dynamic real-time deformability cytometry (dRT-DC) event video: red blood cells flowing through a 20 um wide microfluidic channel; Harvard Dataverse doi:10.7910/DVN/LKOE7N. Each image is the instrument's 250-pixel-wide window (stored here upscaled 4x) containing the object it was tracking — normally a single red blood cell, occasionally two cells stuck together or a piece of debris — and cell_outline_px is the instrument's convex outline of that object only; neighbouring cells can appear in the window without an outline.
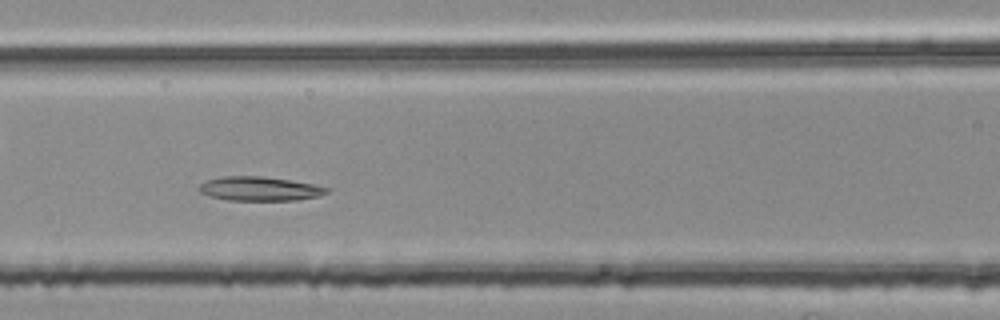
{"species": "common noctule bat (a hibernating species)", "species_latin": "Nyctalus noctula", "temperature_condition": "room temperature", "stored_images_in_passage": 39, "segment_of_instrument_passage": [2, 2], "camera_frame_rate_fps": 3000, "um_per_image_px": 0.085, "animal": {"sex": "female", "body_mass_g": 25.1}, "frame": {"image": 1, "passage_image": 8, "time_ms": 2.333, "image_size_px": [1000, 320], "cell_outline_px": [[328, 192], [320, 196], [296, 200], [228, 200], [212, 196], [200, 192], [196, 188], [204, 180], [224, 176], [260, 176], [288, 180], [312, 184], [328, 188]], "centroid_in_image_um": [22.02, 16.04], "position_along_channel_um": 144.6, "area_um2": 17.8}}
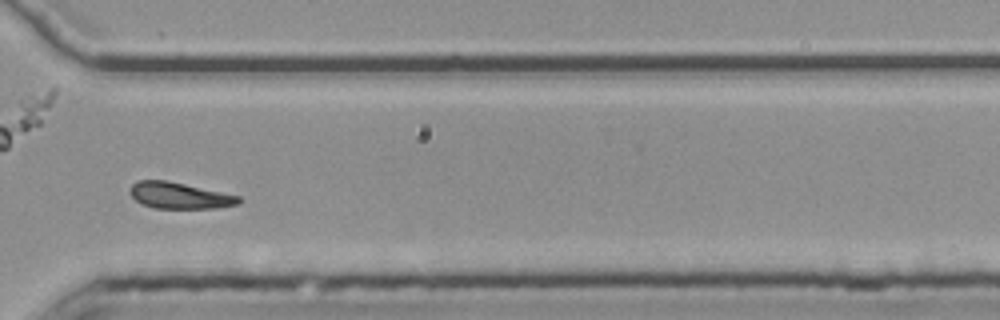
{"frame": {"image": 2, "passage_image": 25, "time_ms": 8.0, "image_size_px": [1000, 320], "cell_outline_px": [[244, 200], [240, 204], [216, 208], [152, 208], [140, 204], [128, 192], [128, 188], [136, 180], [168, 180], [240, 196]], "centroid_in_image_um": [15.24, 16.62], "position_along_channel_um": 355.4, "area_um2": 16.99}}
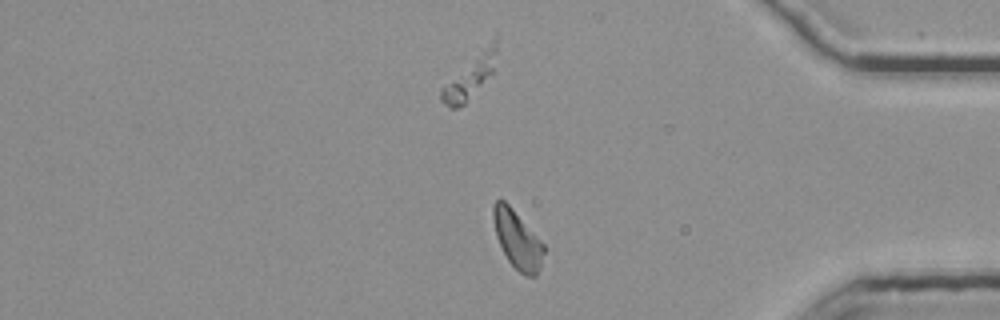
{"frame": {"image": 3, "passage_image": 30, "time_ms": 9.667, "image_size_px": [1000, 320], "cell_outline_px": [[544, 252], [536, 276], [524, 276], [508, 260], [496, 236], [492, 216], [492, 204], [496, 200], [504, 200], [512, 208], [544, 244]], "centroid_in_image_um": [43.95, 20.34], "position_along_channel_um": 391.2, "area_um2": 16.76}}